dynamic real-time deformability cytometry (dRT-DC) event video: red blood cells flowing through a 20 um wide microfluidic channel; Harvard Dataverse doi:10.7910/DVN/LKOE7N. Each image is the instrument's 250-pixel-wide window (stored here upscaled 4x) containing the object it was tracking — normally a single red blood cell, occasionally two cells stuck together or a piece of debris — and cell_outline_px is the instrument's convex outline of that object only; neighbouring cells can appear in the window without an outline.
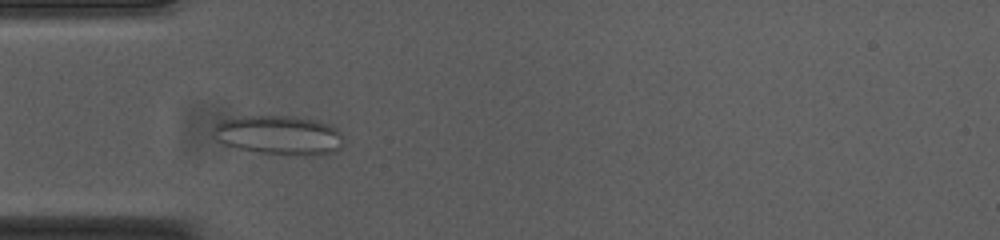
{"species": "common noctule bat (a hibernating species)", "species_latin": "Nyctalus noctula", "temperature_condition": "cold", "stored_images_in_passage": 52, "camera_frame_rate_fps": 3000, "um_per_image_px": 0.085, "animal": {"sex": "female", "body_mass_g": 23.0, "forearm_length_mm": 53.4}, "frame": {"image": 1, "passage_image": 14, "time_ms": 4.333, "image_size_px": [1000, 240], "cell_outline_px": [[344, 140], [340, 148], [332, 152], [312, 156], [304, 156], [256, 152], [224, 144], [216, 140], [212, 136], [212, 128], [216, 124], [224, 120], [240, 116], [296, 116], [316, 120], [328, 124], [336, 128], [340, 132]], "centroid_in_image_um": [23.71, 11.49], "position_along_channel_um": 61.3, "area_um2": 30.06}}
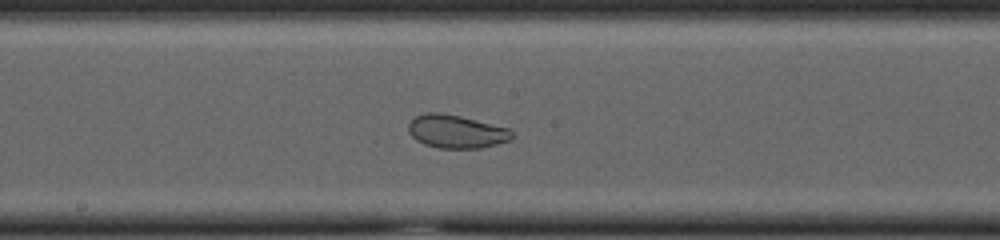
{"frame": {"image": 2, "passage_image": 26, "time_ms": 8.333, "image_size_px": [1000, 240], "cell_outline_px": [[512, 140], [480, 148], [440, 148], [424, 144], [416, 140], [408, 132], [408, 124], [416, 116], [428, 112], [440, 112], [460, 116], [512, 128]], "centroid_in_image_um": [38.81, 11.17], "position_along_channel_um": 209.4, "area_um2": 20.17}}
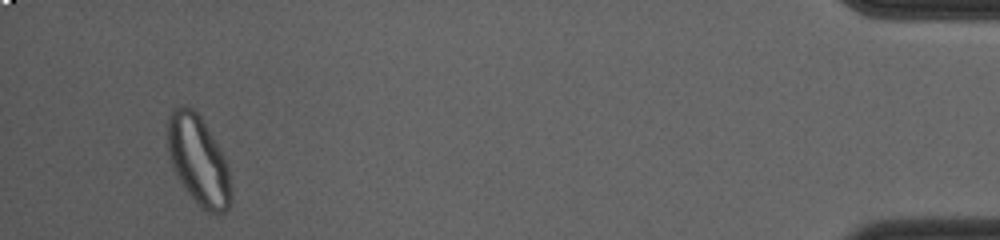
{"frame": {"image": 3, "passage_image": 49, "time_ms": 16.0, "image_size_px": [1000, 240], "cell_outline_px": [[232, 196], [228, 208], [220, 216], [208, 212], [188, 192], [180, 180], [168, 156], [168, 116], [176, 108], [184, 104], [192, 108], [200, 116], [216, 144], [228, 168], [232, 192]], "centroid_in_image_um": [16.87, 13.65], "position_along_channel_um": 418.3, "area_um2": 32.19}, "authors_computed_cell_mechanics": {"area_um2": 28.5821, "velocity_mm_per_s": 3.729, "shape_relaxation_time_tau1_ms": null, "shape_relaxation_time_tau2_ms": 0.8298, "deformation_change_tau1": null, "deformation_change_tau2": 0.0525}}